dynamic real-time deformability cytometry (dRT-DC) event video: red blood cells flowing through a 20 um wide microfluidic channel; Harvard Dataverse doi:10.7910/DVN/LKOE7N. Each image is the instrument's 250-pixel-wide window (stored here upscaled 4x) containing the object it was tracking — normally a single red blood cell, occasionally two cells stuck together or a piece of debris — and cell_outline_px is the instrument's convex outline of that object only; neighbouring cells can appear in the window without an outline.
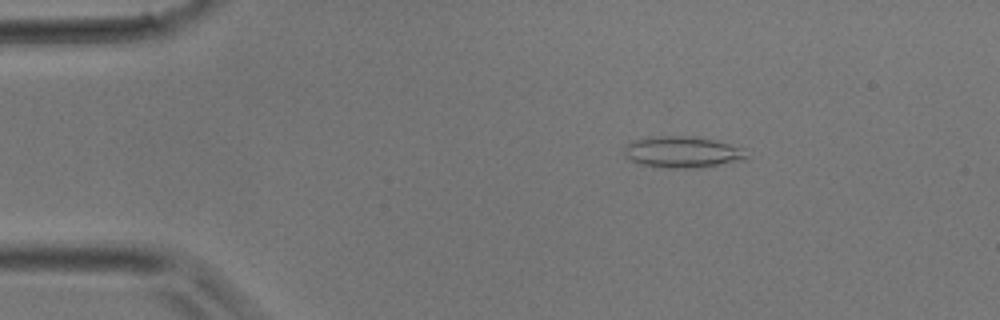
{"species": "common noctule bat (a hibernating species)", "species_latin": "Nyctalus noctula", "temperature_condition": "room temperature", "stored_images_in_passage": 38, "camera_frame_rate_fps": 3000, "um_per_image_px": 0.085, "animal": {"sex": "male", "body_mass_g": 17.9}, "frame": {"image": 1, "passage_image": 5, "time_ms": 1.333, "image_size_px": [1000, 320], "cell_outline_px": [[748, 156], [744, 160], [692, 168], [660, 168], [640, 164], [624, 156], [624, 148], [632, 140], [656, 136], [692, 136], [712, 140], [744, 148]], "centroid_in_image_um": [57.97, 12.93], "position_along_channel_um": 27.0, "area_um2": 22.25}}
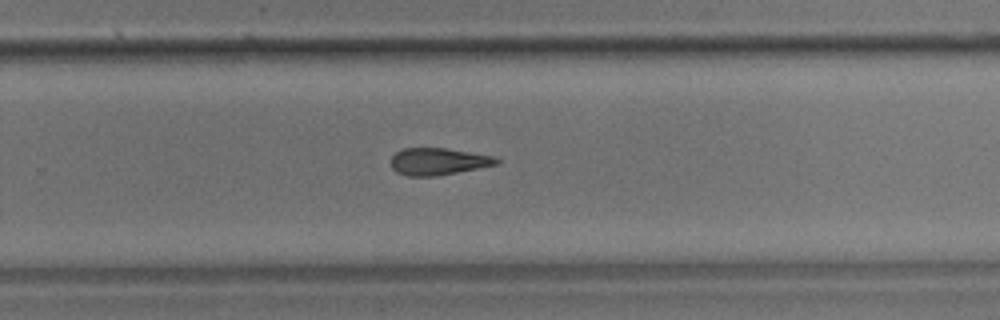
{"frame": {"image": 2, "passage_image": 24, "time_ms": 7.667, "image_size_px": [1000, 320], "cell_outline_px": [[500, 164], [436, 176], [408, 176], [396, 172], [392, 168], [392, 156], [400, 148], [444, 148], [496, 156], [500, 160]], "centroid_in_image_um": [37.27, 13.72], "position_along_channel_um": 292.5, "area_um2": 16.7}}
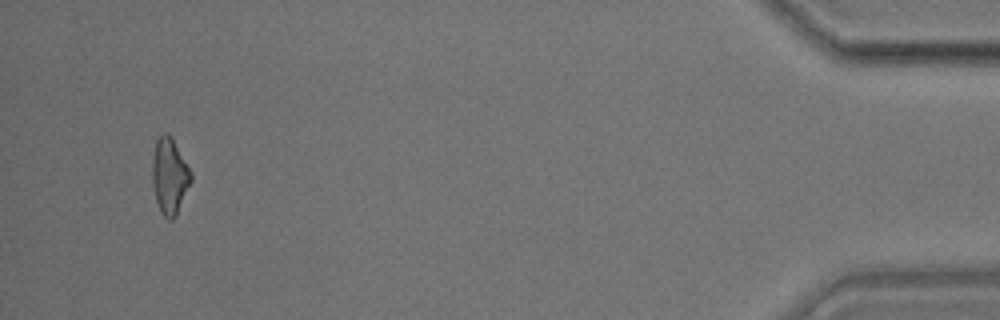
{"frame": {"image": 3, "passage_image": 36, "time_ms": 11.667, "image_size_px": [1000, 320], "cell_outline_px": [[192, 180], [176, 216], [172, 220], [168, 220], [160, 212], [156, 200], [152, 184], [152, 160], [156, 140], [164, 132], [168, 132], [192, 172]], "centroid_in_image_um": [14.41, 14.99], "position_along_channel_um": 420.8, "area_um2": 17.17}}